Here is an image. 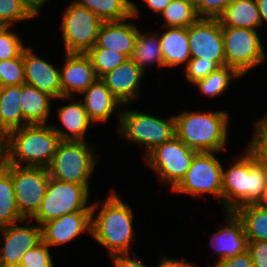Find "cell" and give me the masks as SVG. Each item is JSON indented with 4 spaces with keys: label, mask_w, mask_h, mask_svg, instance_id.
I'll list each match as a JSON object with an SVG mask.
<instances>
[{
    "label": "cell",
    "mask_w": 267,
    "mask_h": 267,
    "mask_svg": "<svg viewBox=\"0 0 267 267\" xmlns=\"http://www.w3.org/2000/svg\"><path fill=\"white\" fill-rule=\"evenodd\" d=\"M242 77L235 69L225 65L220 66L210 73L206 78L197 81L195 86L198 87L200 93L205 96L216 97L223 94L227 89L232 78Z\"/></svg>",
    "instance_id": "32"
},
{
    "label": "cell",
    "mask_w": 267,
    "mask_h": 267,
    "mask_svg": "<svg viewBox=\"0 0 267 267\" xmlns=\"http://www.w3.org/2000/svg\"><path fill=\"white\" fill-rule=\"evenodd\" d=\"M254 205L267 211V186Z\"/></svg>",
    "instance_id": "49"
},
{
    "label": "cell",
    "mask_w": 267,
    "mask_h": 267,
    "mask_svg": "<svg viewBox=\"0 0 267 267\" xmlns=\"http://www.w3.org/2000/svg\"><path fill=\"white\" fill-rule=\"evenodd\" d=\"M92 211H76L44 223L42 241L47 245L60 246L74 240L81 233L92 231Z\"/></svg>",
    "instance_id": "16"
},
{
    "label": "cell",
    "mask_w": 267,
    "mask_h": 267,
    "mask_svg": "<svg viewBox=\"0 0 267 267\" xmlns=\"http://www.w3.org/2000/svg\"><path fill=\"white\" fill-rule=\"evenodd\" d=\"M10 28L11 26H0V61L18 57L25 48L22 39L11 32Z\"/></svg>",
    "instance_id": "36"
},
{
    "label": "cell",
    "mask_w": 267,
    "mask_h": 267,
    "mask_svg": "<svg viewBox=\"0 0 267 267\" xmlns=\"http://www.w3.org/2000/svg\"><path fill=\"white\" fill-rule=\"evenodd\" d=\"M25 222L18 209L11 177V165L0 168V228Z\"/></svg>",
    "instance_id": "28"
},
{
    "label": "cell",
    "mask_w": 267,
    "mask_h": 267,
    "mask_svg": "<svg viewBox=\"0 0 267 267\" xmlns=\"http://www.w3.org/2000/svg\"><path fill=\"white\" fill-rule=\"evenodd\" d=\"M60 141L48 123L13 130L8 133L6 165L48 168Z\"/></svg>",
    "instance_id": "4"
},
{
    "label": "cell",
    "mask_w": 267,
    "mask_h": 267,
    "mask_svg": "<svg viewBox=\"0 0 267 267\" xmlns=\"http://www.w3.org/2000/svg\"><path fill=\"white\" fill-rule=\"evenodd\" d=\"M160 15L165 20L163 23L164 28H188L199 18L194 0H172Z\"/></svg>",
    "instance_id": "31"
},
{
    "label": "cell",
    "mask_w": 267,
    "mask_h": 267,
    "mask_svg": "<svg viewBox=\"0 0 267 267\" xmlns=\"http://www.w3.org/2000/svg\"><path fill=\"white\" fill-rule=\"evenodd\" d=\"M54 98L29 84L21 85V109L25 125L46 124Z\"/></svg>",
    "instance_id": "24"
},
{
    "label": "cell",
    "mask_w": 267,
    "mask_h": 267,
    "mask_svg": "<svg viewBox=\"0 0 267 267\" xmlns=\"http://www.w3.org/2000/svg\"><path fill=\"white\" fill-rule=\"evenodd\" d=\"M59 99H72L74 102L60 106L57 109V117L68 132L58 126L52 125L54 131L59 135L60 140L85 141L84 136L93 122L89 119L83 102H77L73 97H60Z\"/></svg>",
    "instance_id": "21"
},
{
    "label": "cell",
    "mask_w": 267,
    "mask_h": 267,
    "mask_svg": "<svg viewBox=\"0 0 267 267\" xmlns=\"http://www.w3.org/2000/svg\"><path fill=\"white\" fill-rule=\"evenodd\" d=\"M219 66L214 61H205L203 58H191L185 66V75L188 81L195 84L197 81L206 78Z\"/></svg>",
    "instance_id": "38"
},
{
    "label": "cell",
    "mask_w": 267,
    "mask_h": 267,
    "mask_svg": "<svg viewBox=\"0 0 267 267\" xmlns=\"http://www.w3.org/2000/svg\"><path fill=\"white\" fill-rule=\"evenodd\" d=\"M25 83L23 51L15 58L0 61V87Z\"/></svg>",
    "instance_id": "34"
},
{
    "label": "cell",
    "mask_w": 267,
    "mask_h": 267,
    "mask_svg": "<svg viewBox=\"0 0 267 267\" xmlns=\"http://www.w3.org/2000/svg\"><path fill=\"white\" fill-rule=\"evenodd\" d=\"M225 213L226 226L213 233L210 239L211 247L215 249L213 254L219 255L218 260L234 257L248 248V239L241 220L234 212Z\"/></svg>",
    "instance_id": "19"
},
{
    "label": "cell",
    "mask_w": 267,
    "mask_h": 267,
    "mask_svg": "<svg viewBox=\"0 0 267 267\" xmlns=\"http://www.w3.org/2000/svg\"><path fill=\"white\" fill-rule=\"evenodd\" d=\"M4 245L0 244L2 267H13L21 262L25 252L42 241L41 226H20L17 223L0 228Z\"/></svg>",
    "instance_id": "14"
},
{
    "label": "cell",
    "mask_w": 267,
    "mask_h": 267,
    "mask_svg": "<svg viewBox=\"0 0 267 267\" xmlns=\"http://www.w3.org/2000/svg\"><path fill=\"white\" fill-rule=\"evenodd\" d=\"M218 152H198L181 182L172 190L176 193L191 194L195 197L204 193L212 194L222 202V170Z\"/></svg>",
    "instance_id": "11"
},
{
    "label": "cell",
    "mask_w": 267,
    "mask_h": 267,
    "mask_svg": "<svg viewBox=\"0 0 267 267\" xmlns=\"http://www.w3.org/2000/svg\"><path fill=\"white\" fill-rule=\"evenodd\" d=\"M101 205L99 213L94 217L99 205L98 202L92 204V237L108 249L110 257L130 254L135 234L134 216L130 205L123 203L113 190Z\"/></svg>",
    "instance_id": "2"
},
{
    "label": "cell",
    "mask_w": 267,
    "mask_h": 267,
    "mask_svg": "<svg viewBox=\"0 0 267 267\" xmlns=\"http://www.w3.org/2000/svg\"><path fill=\"white\" fill-rule=\"evenodd\" d=\"M118 133L140 146H144L147 155L156 146L171 140L175 134V117L164 120L137 110H119Z\"/></svg>",
    "instance_id": "6"
},
{
    "label": "cell",
    "mask_w": 267,
    "mask_h": 267,
    "mask_svg": "<svg viewBox=\"0 0 267 267\" xmlns=\"http://www.w3.org/2000/svg\"><path fill=\"white\" fill-rule=\"evenodd\" d=\"M65 63L60 66L62 97L82 94L97 79L90 58L82 53H65Z\"/></svg>",
    "instance_id": "15"
},
{
    "label": "cell",
    "mask_w": 267,
    "mask_h": 267,
    "mask_svg": "<svg viewBox=\"0 0 267 267\" xmlns=\"http://www.w3.org/2000/svg\"><path fill=\"white\" fill-rule=\"evenodd\" d=\"M244 155L222 170V203L225 212L255 204L267 186V165L248 144Z\"/></svg>",
    "instance_id": "1"
},
{
    "label": "cell",
    "mask_w": 267,
    "mask_h": 267,
    "mask_svg": "<svg viewBox=\"0 0 267 267\" xmlns=\"http://www.w3.org/2000/svg\"><path fill=\"white\" fill-rule=\"evenodd\" d=\"M74 2L88 8L103 22L135 19L140 15L137 4L130 0H74Z\"/></svg>",
    "instance_id": "25"
},
{
    "label": "cell",
    "mask_w": 267,
    "mask_h": 267,
    "mask_svg": "<svg viewBox=\"0 0 267 267\" xmlns=\"http://www.w3.org/2000/svg\"><path fill=\"white\" fill-rule=\"evenodd\" d=\"M236 0H194L199 18L219 19L224 10Z\"/></svg>",
    "instance_id": "39"
},
{
    "label": "cell",
    "mask_w": 267,
    "mask_h": 267,
    "mask_svg": "<svg viewBox=\"0 0 267 267\" xmlns=\"http://www.w3.org/2000/svg\"><path fill=\"white\" fill-rule=\"evenodd\" d=\"M27 9L35 16L39 15L40 8L49 0H20ZM43 5V6H42Z\"/></svg>",
    "instance_id": "46"
},
{
    "label": "cell",
    "mask_w": 267,
    "mask_h": 267,
    "mask_svg": "<svg viewBox=\"0 0 267 267\" xmlns=\"http://www.w3.org/2000/svg\"><path fill=\"white\" fill-rule=\"evenodd\" d=\"M8 134L0 127V168L7 163Z\"/></svg>",
    "instance_id": "45"
},
{
    "label": "cell",
    "mask_w": 267,
    "mask_h": 267,
    "mask_svg": "<svg viewBox=\"0 0 267 267\" xmlns=\"http://www.w3.org/2000/svg\"><path fill=\"white\" fill-rule=\"evenodd\" d=\"M131 252H133L134 259L129 257V254H118L110 257L114 267H148L138 259L136 252L132 250Z\"/></svg>",
    "instance_id": "43"
},
{
    "label": "cell",
    "mask_w": 267,
    "mask_h": 267,
    "mask_svg": "<svg viewBox=\"0 0 267 267\" xmlns=\"http://www.w3.org/2000/svg\"><path fill=\"white\" fill-rule=\"evenodd\" d=\"M32 18L35 16L20 0H0V26H12L15 22Z\"/></svg>",
    "instance_id": "35"
},
{
    "label": "cell",
    "mask_w": 267,
    "mask_h": 267,
    "mask_svg": "<svg viewBox=\"0 0 267 267\" xmlns=\"http://www.w3.org/2000/svg\"><path fill=\"white\" fill-rule=\"evenodd\" d=\"M262 23H267V0H256ZM264 21V22H263Z\"/></svg>",
    "instance_id": "48"
},
{
    "label": "cell",
    "mask_w": 267,
    "mask_h": 267,
    "mask_svg": "<svg viewBox=\"0 0 267 267\" xmlns=\"http://www.w3.org/2000/svg\"><path fill=\"white\" fill-rule=\"evenodd\" d=\"M62 35L65 53L86 54L97 41L104 23L97 15L84 6L72 1L62 17Z\"/></svg>",
    "instance_id": "10"
},
{
    "label": "cell",
    "mask_w": 267,
    "mask_h": 267,
    "mask_svg": "<svg viewBox=\"0 0 267 267\" xmlns=\"http://www.w3.org/2000/svg\"><path fill=\"white\" fill-rule=\"evenodd\" d=\"M82 94H85L84 108L93 123L107 121L119 106H123L106 87L101 78H98Z\"/></svg>",
    "instance_id": "22"
},
{
    "label": "cell",
    "mask_w": 267,
    "mask_h": 267,
    "mask_svg": "<svg viewBox=\"0 0 267 267\" xmlns=\"http://www.w3.org/2000/svg\"><path fill=\"white\" fill-rule=\"evenodd\" d=\"M147 6L157 14H161L162 11L170 4L172 0H142Z\"/></svg>",
    "instance_id": "47"
},
{
    "label": "cell",
    "mask_w": 267,
    "mask_h": 267,
    "mask_svg": "<svg viewBox=\"0 0 267 267\" xmlns=\"http://www.w3.org/2000/svg\"><path fill=\"white\" fill-rule=\"evenodd\" d=\"M191 58L214 61L226 65L222 25L219 19L198 18L188 27Z\"/></svg>",
    "instance_id": "13"
},
{
    "label": "cell",
    "mask_w": 267,
    "mask_h": 267,
    "mask_svg": "<svg viewBox=\"0 0 267 267\" xmlns=\"http://www.w3.org/2000/svg\"><path fill=\"white\" fill-rule=\"evenodd\" d=\"M144 72L128 58L114 70L106 73L101 80L106 84L110 92L125 106L132 99L138 98L140 81Z\"/></svg>",
    "instance_id": "18"
},
{
    "label": "cell",
    "mask_w": 267,
    "mask_h": 267,
    "mask_svg": "<svg viewBox=\"0 0 267 267\" xmlns=\"http://www.w3.org/2000/svg\"><path fill=\"white\" fill-rule=\"evenodd\" d=\"M255 131L249 145L257 152L259 158L267 165V132L255 122Z\"/></svg>",
    "instance_id": "40"
},
{
    "label": "cell",
    "mask_w": 267,
    "mask_h": 267,
    "mask_svg": "<svg viewBox=\"0 0 267 267\" xmlns=\"http://www.w3.org/2000/svg\"><path fill=\"white\" fill-rule=\"evenodd\" d=\"M149 34V35H148ZM143 72L148 64H157L164 68L160 38L158 33H141L138 30L133 53L130 58Z\"/></svg>",
    "instance_id": "29"
},
{
    "label": "cell",
    "mask_w": 267,
    "mask_h": 267,
    "mask_svg": "<svg viewBox=\"0 0 267 267\" xmlns=\"http://www.w3.org/2000/svg\"><path fill=\"white\" fill-rule=\"evenodd\" d=\"M23 126L21 85L0 87V127L8 134Z\"/></svg>",
    "instance_id": "26"
},
{
    "label": "cell",
    "mask_w": 267,
    "mask_h": 267,
    "mask_svg": "<svg viewBox=\"0 0 267 267\" xmlns=\"http://www.w3.org/2000/svg\"><path fill=\"white\" fill-rule=\"evenodd\" d=\"M257 123L267 132V114L257 120Z\"/></svg>",
    "instance_id": "50"
},
{
    "label": "cell",
    "mask_w": 267,
    "mask_h": 267,
    "mask_svg": "<svg viewBox=\"0 0 267 267\" xmlns=\"http://www.w3.org/2000/svg\"><path fill=\"white\" fill-rule=\"evenodd\" d=\"M213 267H254L252 257L248 250L234 257L218 260Z\"/></svg>",
    "instance_id": "42"
},
{
    "label": "cell",
    "mask_w": 267,
    "mask_h": 267,
    "mask_svg": "<svg viewBox=\"0 0 267 267\" xmlns=\"http://www.w3.org/2000/svg\"><path fill=\"white\" fill-rule=\"evenodd\" d=\"M219 20L222 27L257 30L261 26L256 0H236L224 10Z\"/></svg>",
    "instance_id": "27"
},
{
    "label": "cell",
    "mask_w": 267,
    "mask_h": 267,
    "mask_svg": "<svg viewBox=\"0 0 267 267\" xmlns=\"http://www.w3.org/2000/svg\"><path fill=\"white\" fill-rule=\"evenodd\" d=\"M13 267H27V265H24V264L19 263L18 265H15Z\"/></svg>",
    "instance_id": "51"
},
{
    "label": "cell",
    "mask_w": 267,
    "mask_h": 267,
    "mask_svg": "<svg viewBox=\"0 0 267 267\" xmlns=\"http://www.w3.org/2000/svg\"><path fill=\"white\" fill-rule=\"evenodd\" d=\"M254 267H267V242L248 241V248Z\"/></svg>",
    "instance_id": "41"
},
{
    "label": "cell",
    "mask_w": 267,
    "mask_h": 267,
    "mask_svg": "<svg viewBox=\"0 0 267 267\" xmlns=\"http://www.w3.org/2000/svg\"><path fill=\"white\" fill-rule=\"evenodd\" d=\"M25 83L32 85L54 99L62 97L60 68L33 54L30 47L23 49Z\"/></svg>",
    "instance_id": "17"
},
{
    "label": "cell",
    "mask_w": 267,
    "mask_h": 267,
    "mask_svg": "<svg viewBox=\"0 0 267 267\" xmlns=\"http://www.w3.org/2000/svg\"><path fill=\"white\" fill-rule=\"evenodd\" d=\"M175 117V134L197 152H220L228 141L229 116L225 111H184Z\"/></svg>",
    "instance_id": "3"
},
{
    "label": "cell",
    "mask_w": 267,
    "mask_h": 267,
    "mask_svg": "<svg viewBox=\"0 0 267 267\" xmlns=\"http://www.w3.org/2000/svg\"><path fill=\"white\" fill-rule=\"evenodd\" d=\"M198 152L187 147L177 136L156 146L145 156V162L162 183L170 184L173 190L184 178L194 156Z\"/></svg>",
    "instance_id": "9"
},
{
    "label": "cell",
    "mask_w": 267,
    "mask_h": 267,
    "mask_svg": "<svg viewBox=\"0 0 267 267\" xmlns=\"http://www.w3.org/2000/svg\"><path fill=\"white\" fill-rule=\"evenodd\" d=\"M157 267H195V263L177 259L162 257Z\"/></svg>",
    "instance_id": "44"
},
{
    "label": "cell",
    "mask_w": 267,
    "mask_h": 267,
    "mask_svg": "<svg viewBox=\"0 0 267 267\" xmlns=\"http://www.w3.org/2000/svg\"><path fill=\"white\" fill-rule=\"evenodd\" d=\"M16 203L21 216L31 219L45 197L49 170L45 167L11 165Z\"/></svg>",
    "instance_id": "12"
},
{
    "label": "cell",
    "mask_w": 267,
    "mask_h": 267,
    "mask_svg": "<svg viewBox=\"0 0 267 267\" xmlns=\"http://www.w3.org/2000/svg\"><path fill=\"white\" fill-rule=\"evenodd\" d=\"M125 21L104 22L93 48L115 50L131 58L139 28Z\"/></svg>",
    "instance_id": "20"
},
{
    "label": "cell",
    "mask_w": 267,
    "mask_h": 267,
    "mask_svg": "<svg viewBox=\"0 0 267 267\" xmlns=\"http://www.w3.org/2000/svg\"><path fill=\"white\" fill-rule=\"evenodd\" d=\"M168 31L159 33L164 67H174L191 59L188 41V28L167 27Z\"/></svg>",
    "instance_id": "23"
},
{
    "label": "cell",
    "mask_w": 267,
    "mask_h": 267,
    "mask_svg": "<svg viewBox=\"0 0 267 267\" xmlns=\"http://www.w3.org/2000/svg\"><path fill=\"white\" fill-rule=\"evenodd\" d=\"M49 248V245L41 241L25 252L20 263L27 267H54Z\"/></svg>",
    "instance_id": "37"
},
{
    "label": "cell",
    "mask_w": 267,
    "mask_h": 267,
    "mask_svg": "<svg viewBox=\"0 0 267 267\" xmlns=\"http://www.w3.org/2000/svg\"><path fill=\"white\" fill-rule=\"evenodd\" d=\"M89 195V186L63 182L50 177L45 197L37 213L26 223L34 220L42 226L65 214L76 211H92V204H87Z\"/></svg>",
    "instance_id": "7"
},
{
    "label": "cell",
    "mask_w": 267,
    "mask_h": 267,
    "mask_svg": "<svg viewBox=\"0 0 267 267\" xmlns=\"http://www.w3.org/2000/svg\"><path fill=\"white\" fill-rule=\"evenodd\" d=\"M86 55L90 58L98 78L114 70L128 59L126 55L118 51L105 48H92Z\"/></svg>",
    "instance_id": "33"
},
{
    "label": "cell",
    "mask_w": 267,
    "mask_h": 267,
    "mask_svg": "<svg viewBox=\"0 0 267 267\" xmlns=\"http://www.w3.org/2000/svg\"><path fill=\"white\" fill-rule=\"evenodd\" d=\"M241 220L248 241L267 242V211L254 204L234 211Z\"/></svg>",
    "instance_id": "30"
},
{
    "label": "cell",
    "mask_w": 267,
    "mask_h": 267,
    "mask_svg": "<svg viewBox=\"0 0 267 267\" xmlns=\"http://www.w3.org/2000/svg\"><path fill=\"white\" fill-rule=\"evenodd\" d=\"M226 65L241 76L265 62L267 56L257 30L222 27Z\"/></svg>",
    "instance_id": "8"
},
{
    "label": "cell",
    "mask_w": 267,
    "mask_h": 267,
    "mask_svg": "<svg viewBox=\"0 0 267 267\" xmlns=\"http://www.w3.org/2000/svg\"><path fill=\"white\" fill-rule=\"evenodd\" d=\"M93 150L86 141L61 140L48 167L50 177L89 186L90 176L97 166L98 155Z\"/></svg>",
    "instance_id": "5"
}]
</instances>
